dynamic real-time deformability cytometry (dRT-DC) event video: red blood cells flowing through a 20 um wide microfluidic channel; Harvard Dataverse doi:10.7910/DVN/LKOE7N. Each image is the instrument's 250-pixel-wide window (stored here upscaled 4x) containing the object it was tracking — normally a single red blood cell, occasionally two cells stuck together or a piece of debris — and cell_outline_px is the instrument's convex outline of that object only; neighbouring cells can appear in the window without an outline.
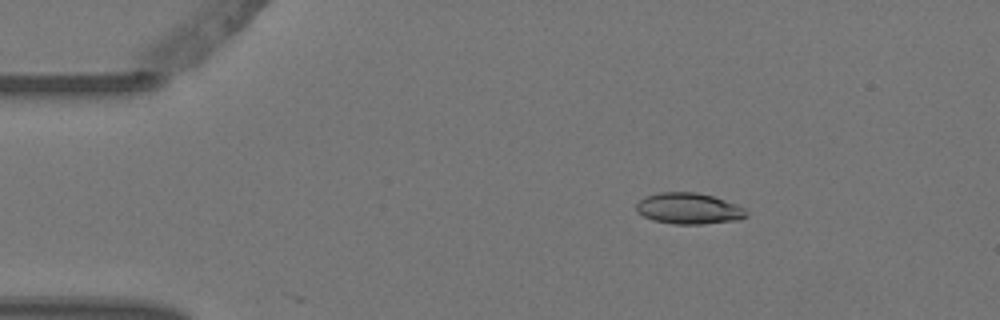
{"species": "Egyptian fruit bat (a non-hibernating species)", "species_latin": "Rousettus aegyptiacus", "temperature_condition": "warm", "stored_images_in_passage": 6, "camera_frame_rate_fps": 3000, "um_per_image_px": 0.085, "animal": {"sex": "female"}, "frame": {"image": 1, "passage_image": 6, "time_ms": 1.667, "image_size_px": [1000, 320], "cell_outline_px": [[748, 216], [740, 220], [700, 224], [672, 224], [652, 220], [636, 212], [636, 204], [644, 196], [660, 192], [696, 192], [712, 196], [736, 204], [744, 208], [748, 212]], "centroid_in_image_um": [58.54, 17.73], "position_along_channel_um": 26.5, "area_um2": 20.11}}